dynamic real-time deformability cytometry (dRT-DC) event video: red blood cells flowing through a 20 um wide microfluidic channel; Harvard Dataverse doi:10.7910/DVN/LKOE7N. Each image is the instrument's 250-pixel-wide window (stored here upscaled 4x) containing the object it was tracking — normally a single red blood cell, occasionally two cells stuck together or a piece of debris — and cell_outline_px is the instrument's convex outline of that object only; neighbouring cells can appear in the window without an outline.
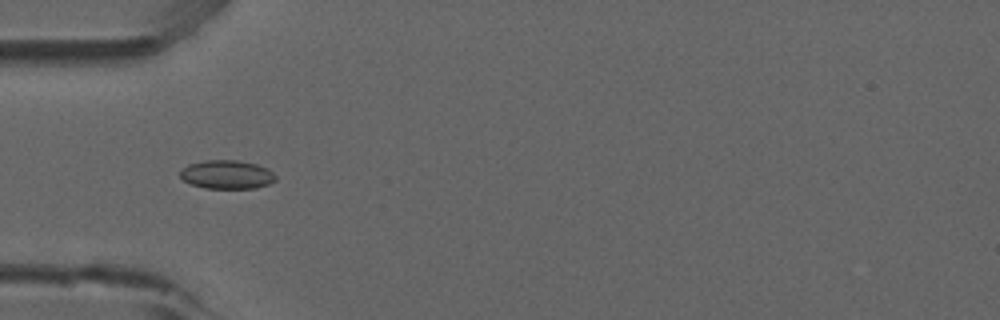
{"species": "common noctule bat (a hibernating species)", "species_latin": "Nyctalus noctula", "temperature_condition": "room temperature", "stored_images_in_passage": 39, "camera_frame_rate_fps": 3000, "um_per_image_px": 0.085, "animal": {"sex": "male", "forearm_length_mm": 52.5}, "frame": {"image": 1, "passage_image": 3, "time_ms": 0.667, "image_size_px": [1000, 320], "cell_outline_px": [[276, 180], [268, 184], [256, 188], [204, 188], [192, 184], [184, 180], [180, 176], [180, 172], [188, 164], [204, 160], [236, 160], [256, 164], [268, 168], [276, 176]], "centroid_in_image_um": [19.3, 14.83], "position_along_channel_um": 65.7, "area_um2": 15.9}}
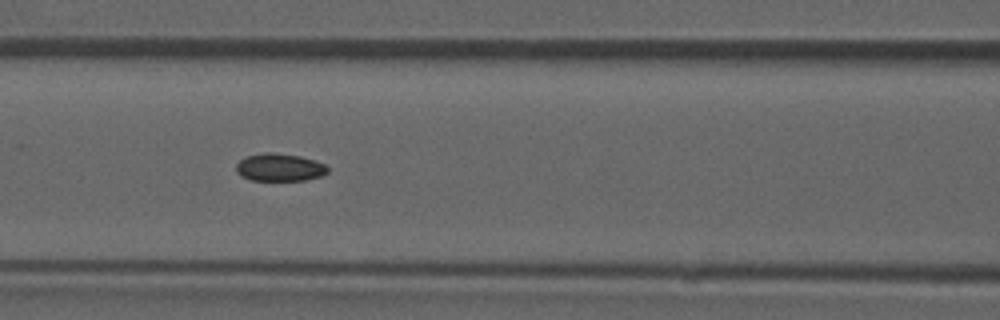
{"frame": {"image": 2, "passage_image": 9, "time_ms": 2.667, "image_size_px": [1000, 320], "cell_outline_px": [[328, 172], [320, 176], [304, 180], [252, 180], [240, 176], [236, 172], [236, 164], [244, 156], [264, 152], [268, 152], [300, 156], [316, 160], [324, 164], [328, 168]], "centroid_in_image_um": [23.73, 14.22], "position_along_channel_um": 142.9, "area_um2": 14.8}}
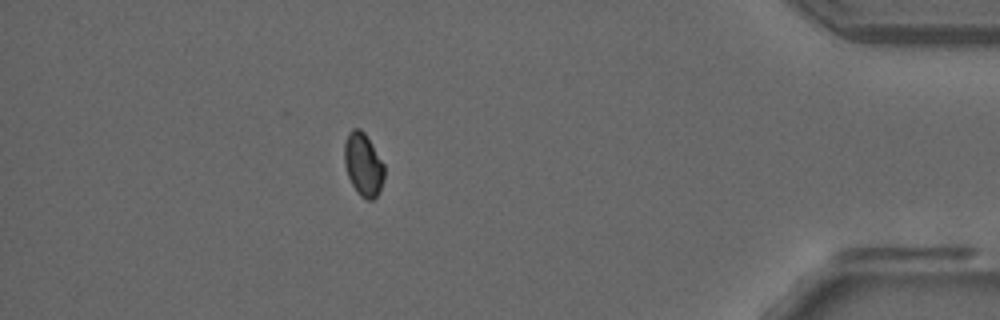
{"frame": {"image": 3, "passage_image": 33, "time_ms": 10.667, "image_size_px": [1000, 320], "cell_outline_px": [[384, 176], [380, 192], [372, 200], [368, 200], [360, 196], [352, 184], [348, 176], [344, 164], [344, 144], [348, 132], [352, 128], [360, 128], [364, 132], [384, 164]], "centroid_in_image_um": [30.87, 13.98], "position_along_channel_um": 404.3, "area_um2": 14.68}, "authors_computed_cell_mechanics": {"area_um2": 14.8546, "velocity_mm_per_s": 3.8681, "shape_relaxation_time_tau1_ms": null, "shape_relaxation_time_tau2_ms": 2.6489, "deformation_change_tau1": null, "deformation_change_tau2": 0.0417}}